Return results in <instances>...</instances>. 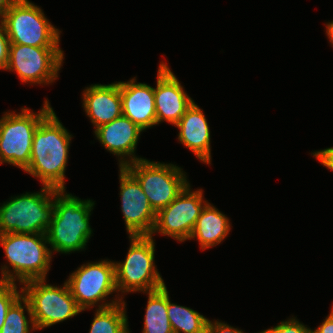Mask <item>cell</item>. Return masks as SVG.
I'll list each match as a JSON object with an SVG mask.
<instances>
[{"mask_svg": "<svg viewBox=\"0 0 333 333\" xmlns=\"http://www.w3.org/2000/svg\"><path fill=\"white\" fill-rule=\"evenodd\" d=\"M72 135L52 110L35 131L30 164L25 172L41 180L43 186L65 190V170Z\"/></svg>", "mask_w": 333, "mask_h": 333, "instance_id": "cell-1", "label": "cell"}, {"mask_svg": "<svg viewBox=\"0 0 333 333\" xmlns=\"http://www.w3.org/2000/svg\"><path fill=\"white\" fill-rule=\"evenodd\" d=\"M93 207L90 199L81 200L65 190L55 192L54 211L46 232L51 252L70 254L85 248L92 234L89 218Z\"/></svg>", "mask_w": 333, "mask_h": 333, "instance_id": "cell-2", "label": "cell"}, {"mask_svg": "<svg viewBox=\"0 0 333 333\" xmlns=\"http://www.w3.org/2000/svg\"><path fill=\"white\" fill-rule=\"evenodd\" d=\"M46 244H49L46 234H0V245L13 269L12 273L4 265L0 281L15 283V280H19L23 284L31 280L46 279L52 258V252Z\"/></svg>", "mask_w": 333, "mask_h": 333, "instance_id": "cell-3", "label": "cell"}, {"mask_svg": "<svg viewBox=\"0 0 333 333\" xmlns=\"http://www.w3.org/2000/svg\"><path fill=\"white\" fill-rule=\"evenodd\" d=\"M57 189L43 186L37 193L11 197L0 206V234H46Z\"/></svg>", "mask_w": 333, "mask_h": 333, "instance_id": "cell-4", "label": "cell"}, {"mask_svg": "<svg viewBox=\"0 0 333 333\" xmlns=\"http://www.w3.org/2000/svg\"><path fill=\"white\" fill-rule=\"evenodd\" d=\"M52 110L46 99L39 113L24 107L21 113H4L0 119V164L5 162L22 170L28 167L35 131Z\"/></svg>", "mask_w": 333, "mask_h": 333, "instance_id": "cell-5", "label": "cell"}, {"mask_svg": "<svg viewBox=\"0 0 333 333\" xmlns=\"http://www.w3.org/2000/svg\"><path fill=\"white\" fill-rule=\"evenodd\" d=\"M125 261L114 262L118 292H149L165 286L154 265L155 242L150 235L129 236Z\"/></svg>", "mask_w": 333, "mask_h": 333, "instance_id": "cell-6", "label": "cell"}, {"mask_svg": "<svg viewBox=\"0 0 333 333\" xmlns=\"http://www.w3.org/2000/svg\"><path fill=\"white\" fill-rule=\"evenodd\" d=\"M3 22L10 43L33 47H59L60 33L42 9L29 0H17L4 14Z\"/></svg>", "mask_w": 333, "mask_h": 333, "instance_id": "cell-7", "label": "cell"}, {"mask_svg": "<svg viewBox=\"0 0 333 333\" xmlns=\"http://www.w3.org/2000/svg\"><path fill=\"white\" fill-rule=\"evenodd\" d=\"M45 279L23 283L22 295L31 307L36 330L74 317L83 310L77 305L65 281L62 287L45 284Z\"/></svg>", "mask_w": 333, "mask_h": 333, "instance_id": "cell-8", "label": "cell"}, {"mask_svg": "<svg viewBox=\"0 0 333 333\" xmlns=\"http://www.w3.org/2000/svg\"><path fill=\"white\" fill-rule=\"evenodd\" d=\"M125 168L140 183L156 213L168 206L188 184L186 174L171 163L141 159L127 164Z\"/></svg>", "mask_w": 333, "mask_h": 333, "instance_id": "cell-9", "label": "cell"}, {"mask_svg": "<svg viewBox=\"0 0 333 333\" xmlns=\"http://www.w3.org/2000/svg\"><path fill=\"white\" fill-rule=\"evenodd\" d=\"M63 59L60 47L10 43L6 70L15 71L22 82L45 85L58 78Z\"/></svg>", "mask_w": 333, "mask_h": 333, "instance_id": "cell-10", "label": "cell"}, {"mask_svg": "<svg viewBox=\"0 0 333 333\" xmlns=\"http://www.w3.org/2000/svg\"><path fill=\"white\" fill-rule=\"evenodd\" d=\"M207 203L203 200V191H191L188 183L168 206L156 213L155 225L150 236L158 232L180 242L189 240Z\"/></svg>", "mask_w": 333, "mask_h": 333, "instance_id": "cell-11", "label": "cell"}, {"mask_svg": "<svg viewBox=\"0 0 333 333\" xmlns=\"http://www.w3.org/2000/svg\"><path fill=\"white\" fill-rule=\"evenodd\" d=\"M66 282L72 297L83 311L94 307L99 301L103 302L113 292H118L115 264L110 260L81 265Z\"/></svg>", "mask_w": 333, "mask_h": 333, "instance_id": "cell-12", "label": "cell"}, {"mask_svg": "<svg viewBox=\"0 0 333 333\" xmlns=\"http://www.w3.org/2000/svg\"><path fill=\"white\" fill-rule=\"evenodd\" d=\"M119 169L121 210L127 232L129 236L151 235L156 212L137 179L125 167Z\"/></svg>", "mask_w": 333, "mask_h": 333, "instance_id": "cell-13", "label": "cell"}, {"mask_svg": "<svg viewBox=\"0 0 333 333\" xmlns=\"http://www.w3.org/2000/svg\"><path fill=\"white\" fill-rule=\"evenodd\" d=\"M157 74V86L154 88L157 124L166 121L176 125L194 101L166 63H160Z\"/></svg>", "mask_w": 333, "mask_h": 333, "instance_id": "cell-14", "label": "cell"}, {"mask_svg": "<svg viewBox=\"0 0 333 333\" xmlns=\"http://www.w3.org/2000/svg\"><path fill=\"white\" fill-rule=\"evenodd\" d=\"M142 131L138 125L122 115L96 128L94 133L107 151L120 156L119 167H125L129 163L144 159L137 158L134 153Z\"/></svg>", "mask_w": 333, "mask_h": 333, "instance_id": "cell-15", "label": "cell"}, {"mask_svg": "<svg viewBox=\"0 0 333 333\" xmlns=\"http://www.w3.org/2000/svg\"><path fill=\"white\" fill-rule=\"evenodd\" d=\"M122 114L143 131L157 125L154 103V88L145 83H136L132 78L120 82Z\"/></svg>", "mask_w": 333, "mask_h": 333, "instance_id": "cell-16", "label": "cell"}, {"mask_svg": "<svg viewBox=\"0 0 333 333\" xmlns=\"http://www.w3.org/2000/svg\"><path fill=\"white\" fill-rule=\"evenodd\" d=\"M82 97L84 110L95 129L123 115L120 82L91 85Z\"/></svg>", "mask_w": 333, "mask_h": 333, "instance_id": "cell-17", "label": "cell"}, {"mask_svg": "<svg viewBox=\"0 0 333 333\" xmlns=\"http://www.w3.org/2000/svg\"><path fill=\"white\" fill-rule=\"evenodd\" d=\"M175 126L179 128V141L199 160L211 164L209 125L204 113L195 102L186 110Z\"/></svg>", "mask_w": 333, "mask_h": 333, "instance_id": "cell-18", "label": "cell"}, {"mask_svg": "<svg viewBox=\"0 0 333 333\" xmlns=\"http://www.w3.org/2000/svg\"><path fill=\"white\" fill-rule=\"evenodd\" d=\"M230 221L215 206L207 203L197 219L189 239L197 238L201 249L204 250L220 244L230 231Z\"/></svg>", "mask_w": 333, "mask_h": 333, "instance_id": "cell-19", "label": "cell"}, {"mask_svg": "<svg viewBox=\"0 0 333 333\" xmlns=\"http://www.w3.org/2000/svg\"><path fill=\"white\" fill-rule=\"evenodd\" d=\"M115 300V301H114ZM98 305L89 333H129L126 303L119 297Z\"/></svg>", "mask_w": 333, "mask_h": 333, "instance_id": "cell-20", "label": "cell"}, {"mask_svg": "<svg viewBox=\"0 0 333 333\" xmlns=\"http://www.w3.org/2000/svg\"><path fill=\"white\" fill-rule=\"evenodd\" d=\"M142 333H173L167 314V287L149 291Z\"/></svg>", "mask_w": 333, "mask_h": 333, "instance_id": "cell-21", "label": "cell"}, {"mask_svg": "<svg viewBox=\"0 0 333 333\" xmlns=\"http://www.w3.org/2000/svg\"><path fill=\"white\" fill-rule=\"evenodd\" d=\"M167 314L173 333H207L209 319L193 309L172 303L168 291Z\"/></svg>", "mask_w": 333, "mask_h": 333, "instance_id": "cell-22", "label": "cell"}, {"mask_svg": "<svg viewBox=\"0 0 333 333\" xmlns=\"http://www.w3.org/2000/svg\"><path fill=\"white\" fill-rule=\"evenodd\" d=\"M24 308H26V311L29 315V321L27 316L24 315ZM29 324L32 327H29ZM30 328L33 330L36 329L33 318L31 316V307L28 300L23 295H21L8 309L0 333H30Z\"/></svg>", "mask_w": 333, "mask_h": 333, "instance_id": "cell-23", "label": "cell"}, {"mask_svg": "<svg viewBox=\"0 0 333 333\" xmlns=\"http://www.w3.org/2000/svg\"><path fill=\"white\" fill-rule=\"evenodd\" d=\"M22 295L17 290L16 283L0 281V330L4 324L6 314L10 306Z\"/></svg>", "mask_w": 333, "mask_h": 333, "instance_id": "cell-24", "label": "cell"}, {"mask_svg": "<svg viewBox=\"0 0 333 333\" xmlns=\"http://www.w3.org/2000/svg\"><path fill=\"white\" fill-rule=\"evenodd\" d=\"M260 333H312V330L303 323L292 317L289 320L281 321L279 325L266 329Z\"/></svg>", "mask_w": 333, "mask_h": 333, "instance_id": "cell-25", "label": "cell"}, {"mask_svg": "<svg viewBox=\"0 0 333 333\" xmlns=\"http://www.w3.org/2000/svg\"><path fill=\"white\" fill-rule=\"evenodd\" d=\"M10 41L3 22L0 20V69L6 70Z\"/></svg>", "mask_w": 333, "mask_h": 333, "instance_id": "cell-26", "label": "cell"}, {"mask_svg": "<svg viewBox=\"0 0 333 333\" xmlns=\"http://www.w3.org/2000/svg\"><path fill=\"white\" fill-rule=\"evenodd\" d=\"M207 333H244L242 330L229 326L224 322L208 320Z\"/></svg>", "mask_w": 333, "mask_h": 333, "instance_id": "cell-27", "label": "cell"}, {"mask_svg": "<svg viewBox=\"0 0 333 333\" xmlns=\"http://www.w3.org/2000/svg\"><path fill=\"white\" fill-rule=\"evenodd\" d=\"M313 156L317 158L323 166L333 171V147L315 151Z\"/></svg>", "mask_w": 333, "mask_h": 333, "instance_id": "cell-28", "label": "cell"}, {"mask_svg": "<svg viewBox=\"0 0 333 333\" xmlns=\"http://www.w3.org/2000/svg\"><path fill=\"white\" fill-rule=\"evenodd\" d=\"M312 333H333V305L330 314L316 330H312Z\"/></svg>", "mask_w": 333, "mask_h": 333, "instance_id": "cell-29", "label": "cell"}, {"mask_svg": "<svg viewBox=\"0 0 333 333\" xmlns=\"http://www.w3.org/2000/svg\"><path fill=\"white\" fill-rule=\"evenodd\" d=\"M17 0H0V18L3 19L5 12L16 2Z\"/></svg>", "mask_w": 333, "mask_h": 333, "instance_id": "cell-30", "label": "cell"}, {"mask_svg": "<svg viewBox=\"0 0 333 333\" xmlns=\"http://www.w3.org/2000/svg\"><path fill=\"white\" fill-rule=\"evenodd\" d=\"M326 34L330 40L331 45H333V21L326 24Z\"/></svg>", "mask_w": 333, "mask_h": 333, "instance_id": "cell-31", "label": "cell"}]
</instances>
